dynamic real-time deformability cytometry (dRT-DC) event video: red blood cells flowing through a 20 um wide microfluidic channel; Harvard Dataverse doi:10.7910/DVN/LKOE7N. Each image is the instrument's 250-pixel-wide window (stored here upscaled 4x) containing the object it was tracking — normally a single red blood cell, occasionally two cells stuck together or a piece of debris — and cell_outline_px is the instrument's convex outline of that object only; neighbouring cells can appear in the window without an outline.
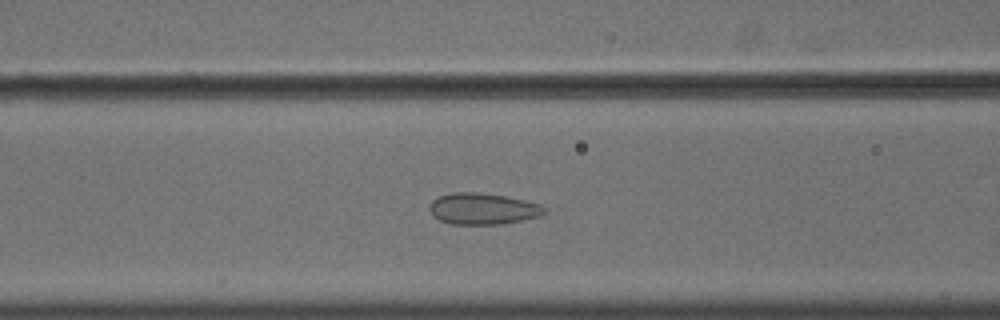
{"species": "common noctule bat (a hibernating species)", "species_latin": "Nyctalus noctula", "temperature_condition": "cold", "stored_images_in_passage": 55, "camera_frame_rate_fps": 3000, "um_per_image_px": 0.085, "animal": {"sex": "male", "body_mass_g": 18.8}, "frame": {"image": 1, "passage_image": 23, "time_ms": 7.333, "image_size_px": [1000, 320], "cell_outline_px": [[544, 212], [540, 216], [500, 224], [452, 224], [440, 220], [432, 216], [428, 208], [428, 204], [432, 200], [440, 196], [452, 192], [476, 192], [504, 196], [524, 200], [540, 204], [544, 208]], "centroid_in_image_um": [40.97, 17.74], "position_along_channel_um": 125.6, "area_um2": 20.87}}
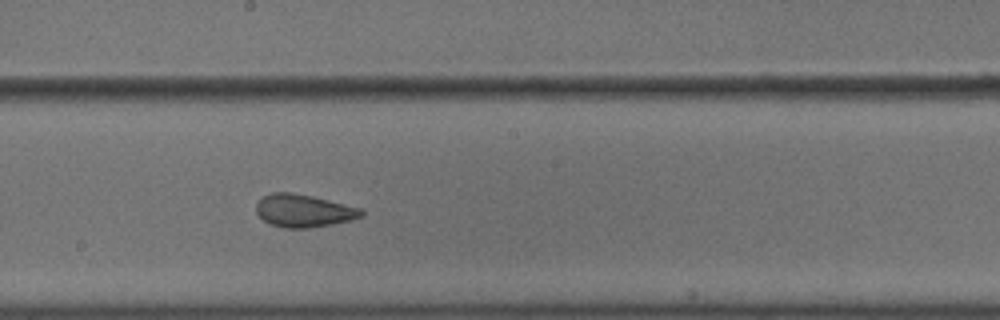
{"frame": {"image": 2, "passage_image": 31, "time_ms": 10.0, "image_size_px": [1000, 320], "cell_outline_px": [[364, 216], [352, 220], [332, 224], [308, 228], [284, 228], [268, 224], [256, 212], [256, 200], [260, 196], [272, 192], [292, 192], [312, 196], [360, 208], [364, 212]], "centroid_in_image_um": [25.76, 17.91], "position_along_channel_um": 222.4, "area_um2": 20.29}}
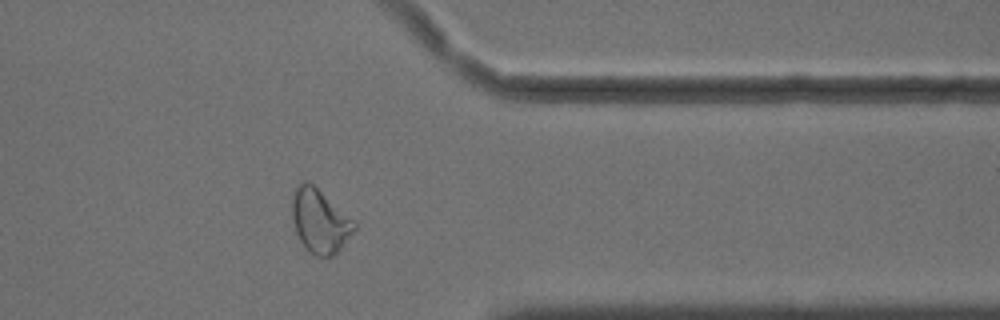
{"frame": {"image": 3, "passage_image": 45, "time_ms": 14.667, "image_size_px": [1000, 320], "cell_outline_px": [[356, 228], [340, 248], [332, 256], [316, 256], [308, 252], [304, 248], [296, 232], [292, 220], [292, 196], [300, 180], [308, 180], [352, 220], [356, 224]], "centroid_in_image_um": [27.13, 18.79], "position_along_channel_um": 384.3, "area_um2": 22.72}, "authors_computed_cell_mechanics": {"area_um2": 22.7154, "velocity_mm_per_s": 3.6244, "shape_relaxation_time_tau1_ms": null, "shape_relaxation_time_tau2_ms": 1.0911, "deformation_change_tau1": null, "deformation_change_tau2": 0.0427}}